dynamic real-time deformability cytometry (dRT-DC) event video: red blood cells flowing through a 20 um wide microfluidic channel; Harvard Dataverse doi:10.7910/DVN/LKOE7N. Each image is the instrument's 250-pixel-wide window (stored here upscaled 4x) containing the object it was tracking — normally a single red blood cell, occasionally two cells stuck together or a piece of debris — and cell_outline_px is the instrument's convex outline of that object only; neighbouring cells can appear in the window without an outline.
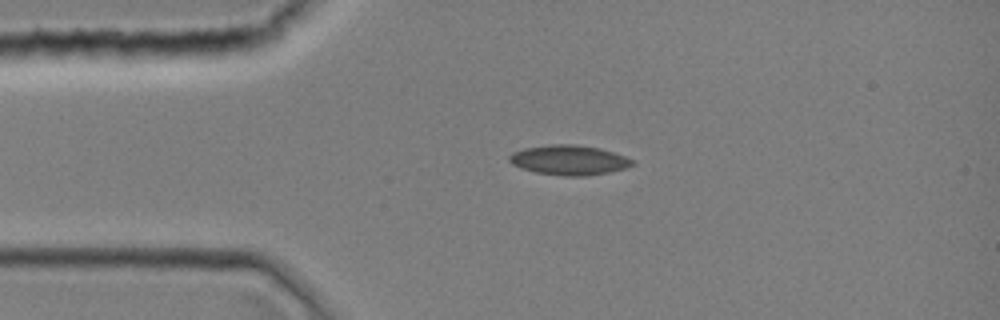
{"species": "common noctule bat (a hibernating species)", "species_latin": "Nyctalus noctula", "temperature_condition": "room temperature", "stored_images_in_passage": 1, "camera_frame_rate_fps": 3000, "um_per_image_px": 0.085, "animal": {"sex": "female", "body_mass_g": 19.0, "forearm_length_mm": 51.5}, "frame": {"image": 1, "passage_image": 1, "time_ms": 0.0, "image_size_px": [1000, 320], "cell_outline_px": [[636, 164], [624, 168], [608, 172], [588, 176], [564, 176], [536, 172], [520, 168], [512, 164], [508, 160], [508, 156], [512, 152], [524, 148], [548, 144], [576, 144], [600, 148], [624, 156], [632, 160]], "centroid_in_image_um": [48.33, 13.6], "position_along_channel_um": 36.7, "area_um2": 21.44}}